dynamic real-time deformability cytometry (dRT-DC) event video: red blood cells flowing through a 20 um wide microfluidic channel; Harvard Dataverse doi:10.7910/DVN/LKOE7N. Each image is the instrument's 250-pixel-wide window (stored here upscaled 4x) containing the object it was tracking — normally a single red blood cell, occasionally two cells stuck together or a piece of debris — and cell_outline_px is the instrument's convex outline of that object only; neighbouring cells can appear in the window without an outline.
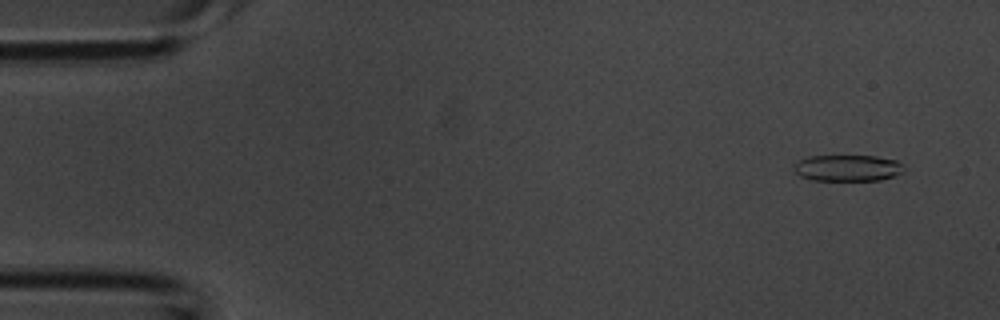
{"species": "common noctule bat (a hibernating species)", "species_latin": "Nyctalus noctula", "temperature_condition": "room temperature", "stored_images_in_passage": 42, "camera_frame_rate_fps": 3000, "um_per_image_px": 0.085, "animal": {"sex": "male", "body_mass_g": 20.1, "forearm_length_mm": 53.5}, "frame": {"image": 1, "passage_image": 3, "time_ms": 0.667, "image_size_px": [1000, 320], "cell_outline_px": [[904, 172], [880, 180], [812, 180], [800, 176], [792, 168], [792, 164], [808, 156], [876, 156], [896, 160], [904, 168]], "centroid_in_image_um": [72.01, 14.28], "position_along_channel_um": 13.0, "area_um2": 16.88}}
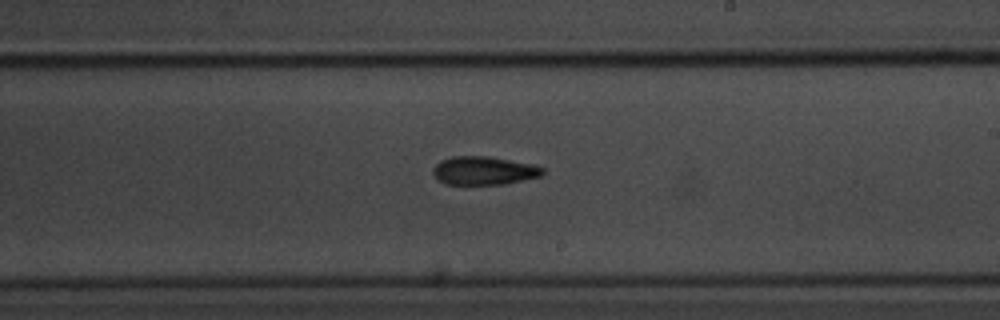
{"frame": {"image": 2, "passage_image": 25, "time_ms": 8.0, "image_size_px": [1000, 320], "cell_outline_px": [[544, 172], [540, 176], [504, 184], [444, 184], [432, 172], [432, 168], [440, 160], [452, 156], [488, 156], [536, 164], [544, 168]], "centroid_in_image_um": [41.14, 14.49], "position_along_channel_um": 247.9, "area_um2": 18.21}}
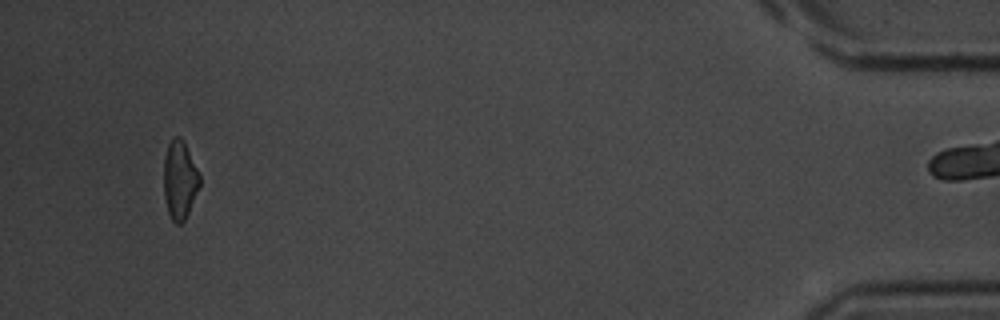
{"frame": {"image": 3, "passage_image": 41, "time_ms": 13.333, "image_size_px": [1000, 320], "cell_outline_px": [[200, 184], [188, 212], [184, 220], [180, 224], [176, 224], [172, 220], [168, 212], [164, 196], [164, 156], [168, 144], [176, 136], [180, 136], [184, 140], [200, 176]], "centroid_in_image_um": [15.26, 15.27], "position_along_channel_um": 419.9, "area_um2": 16.24}}